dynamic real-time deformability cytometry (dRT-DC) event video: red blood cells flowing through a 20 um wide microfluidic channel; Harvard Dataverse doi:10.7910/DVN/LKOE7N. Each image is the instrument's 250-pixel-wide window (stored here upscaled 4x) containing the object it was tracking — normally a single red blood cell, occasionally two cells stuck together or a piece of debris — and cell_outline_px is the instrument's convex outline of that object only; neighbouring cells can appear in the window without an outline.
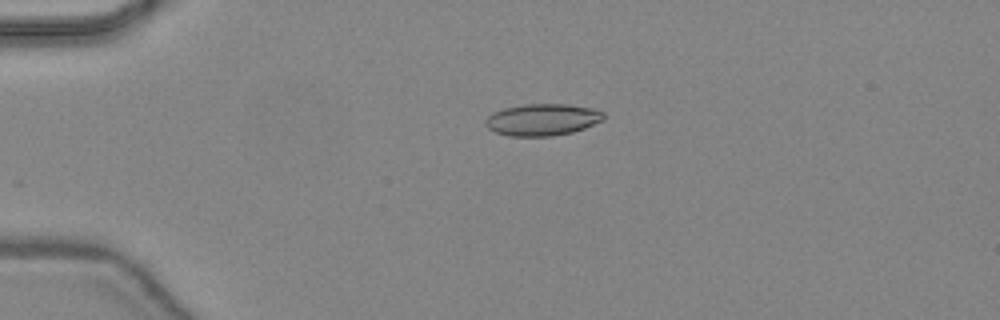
{"species": "common noctule bat (a hibernating species)", "species_latin": "Nyctalus noctula", "temperature_condition": "warm", "stored_images_in_passage": 47, "camera_frame_rate_fps": 3000, "um_per_image_px": 0.085, "animal": {"sex": "female", "body_mass_g": 24.6, "forearm_length_mm": 56.2}, "frame": {"image": 1, "passage_image": 12, "time_ms": 3.667, "image_size_px": [1000, 320], "cell_outline_px": [[604, 120], [584, 128], [572, 132], [552, 136], [508, 136], [496, 132], [488, 128], [484, 124], [484, 120], [492, 112], [504, 108], [524, 104], [568, 104], [592, 108], [604, 112]], "centroid_in_image_um": [46.09, 10.17], "position_along_channel_um": 38.9, "area_um2": 22.02}}
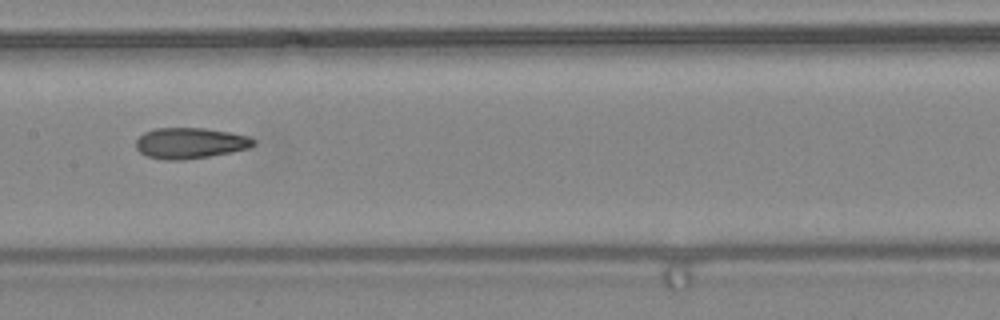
{"frame": {"image": 2, "passage_image": 25, "time_ms": 8.0, "image_size_px": [1000, 320], "cell_outline_px": [[256, 144], [248, 148], [232, 152], [184, 160], [164, 160], [148, 156], [140, 152], [136, 148], [136, 140], [144, 132], [156, 128], [204, 128], [228, 132], [248, 136], [256, 140]], "centroid_in_image_um": [16.16, 12.16], "position_along_channel_um": 191.2, "area_um2": 21.1}}
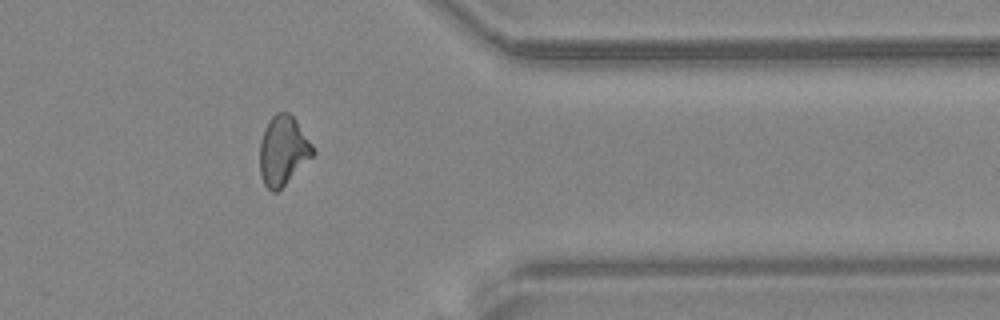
{"frame": {"image": 3, "passage_image": 39, "time_ms": 12.667, "image_size_px": [1000, 320], "cell_outline_px": [[316, 152], [276, 192], [272, 192], [264, 184], [260, 176], [260, 140], [268, 120], [276, 112], [288, 112], [296, 120], [312, 144]], "centroid_in_image_um": [24.04, 12.77], "position_along_channel_um": 387.4, "area_um2": 21.15}, "authors_computed_cell_mechanics": {"area_um2": 21.2126, "velocity_mm_per_s": 4.472, "shape_relaxation_time_tau1_ms": null, "shape_relaxation_time_tau2_ms": 2.4812, "deformation_change_tau1": null, "deformation_change_tau2": 0.0999}}